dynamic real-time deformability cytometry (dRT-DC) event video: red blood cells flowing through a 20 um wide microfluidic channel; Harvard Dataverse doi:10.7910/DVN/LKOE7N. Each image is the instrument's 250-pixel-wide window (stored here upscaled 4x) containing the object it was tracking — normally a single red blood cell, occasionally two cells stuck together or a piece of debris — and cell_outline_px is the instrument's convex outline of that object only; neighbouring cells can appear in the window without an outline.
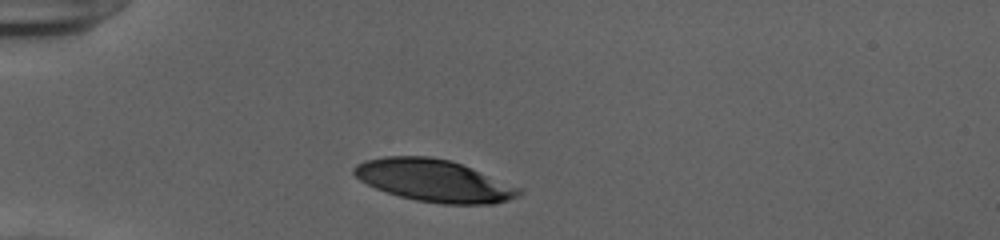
{"species": "human", "species_latin": "Homo sapiens", "temperature_condition": "cold", "stored_images_in_passage": 30, "camera_frame_rate_fps": 3000, "um_per_image_px": 0.085, "donor": {"sex": "female"}, "frame": {"image": 1, "passage_image": 1, "time_ms": 0.0, "image_size_px": [1000, 240], "cell_outline_px": [[524, 192], [520, 196], [508, 200], [492, 204], [440, 204], [416, 200], [400, 196], [376, 188], [360, 180], [352, 172], [352, 168], [356, 164], [364, 160], [384, 156], [428, 156], [448, 160], [460, 164], [524, 188]], "centroid_in_image_um": [36.92, 15.35], "position_along_channel_um": 48.1, "area_um2": 40.58}}
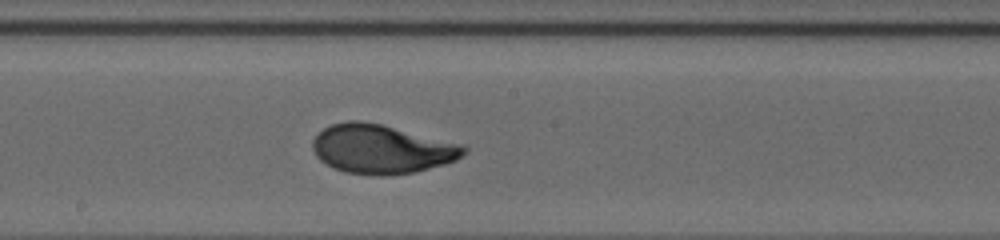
{"frame": {"image": 2, "passage_image": 16, "time_ms": 5.0, "image_size_px": [1000, 240], "cell_outline_px": [[468, 152], [456, 160], [444, 164], [416, 172], [384, 176], [372, 176], [344, 172], [332, 168], [320, 160], [316, 156], [312, 148], [312, 140], [324, 128], [332, 124], [348, 120], [360, 120], [380, 124], [460, 144], [468, 148]], "centroid_in_image_um": [32.41, 12.69], "position_along_channel_um": 215.8, "area_um2": 43.23}}
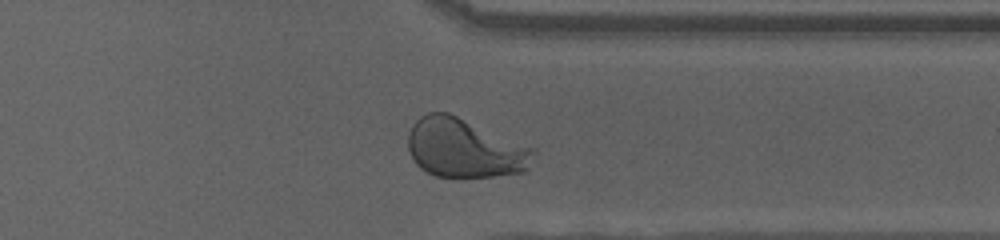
{"frame": {"image": 3, "passage_image": 28, "time_ms": 9.0, "image_size_px": [1000, 240], "cell_outline_px": [[536, 152], [528, 168], [524, 172], [492, 176], [436, 176], [420, 168], [416, 164], [408, 148], [408, 132], [412, 124], [420, 116], [428, 112], [448, 112], [536, 148]], "centroid_in_image_um": [39.5, 12.57], "position_along_channel_um": 371.9, "area_um2": 43.23}, "authors_computed_cell_mechanics": {"area_um2": 42.194, "velocity_mm_per_s": 3.908, "shape_relaxation_time_tau1_ms": 3.2125, "shape_relaxation_time_tau2_ms": null, "deformation_change_tau1": 0.1811, "deformation_change_tau2": null}}